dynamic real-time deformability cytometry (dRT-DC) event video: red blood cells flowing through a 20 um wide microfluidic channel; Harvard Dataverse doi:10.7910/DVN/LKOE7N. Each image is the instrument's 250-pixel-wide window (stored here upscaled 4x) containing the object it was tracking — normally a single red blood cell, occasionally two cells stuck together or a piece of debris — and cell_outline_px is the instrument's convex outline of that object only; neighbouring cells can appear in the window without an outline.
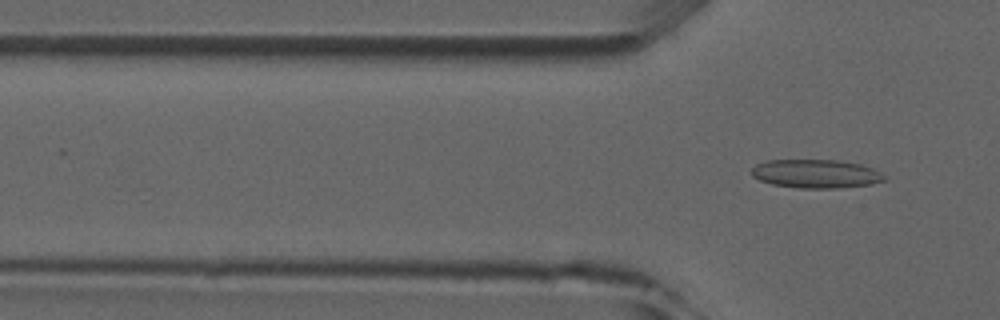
{"species": "common noctule bat (a hibernating species)", "species_latin": "Nyctalus noctula", "temperature_condition": "room temperature", "stored_images_in_passage": 3, "camera_frame_rate_fps": 3000, "um_per_image_px": 0.085, "animal": {"sex": "male", "forearm_length_mm": 52.5}, "frame": {"image": 1, "passage_image": 3, "time_ms": 2.333, "image_size_px": [1000, 320], "cell_outline_px": [[888, 180], [872, 184], [840, 188], [800, 188], [772, 184], [760, 180], [752, 176], [752, 168], [756, 164], [768, 160], [836, 160], [860, 164], [872, 168], [888, 176]], "centroid_in_image_um": [69.4, 14.77], "position_along_channel_um": 56.4, "area_um2": 22.25}}